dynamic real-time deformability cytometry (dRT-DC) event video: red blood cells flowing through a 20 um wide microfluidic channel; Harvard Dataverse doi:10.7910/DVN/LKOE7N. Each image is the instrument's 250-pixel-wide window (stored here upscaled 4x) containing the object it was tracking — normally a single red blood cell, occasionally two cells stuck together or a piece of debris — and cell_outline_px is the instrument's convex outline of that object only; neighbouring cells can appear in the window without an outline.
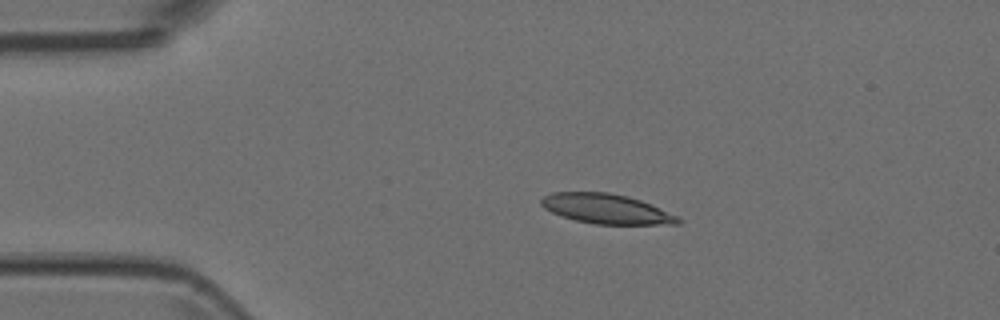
{"species": "Egyptian fruit bat (a non-hibernating species)", "species_latin": "Rousettus aegyptiacus", "temperature_condition": "room temperature", "stored_images_in_passage": 4, "camera_frame_rate_fps": 3000, "um_per_image_px": 0.085, "animal": {"sex": "female"}, "frame": {"image": 1, "passage_image": 3, "time_ms": 0.667, "image_size_px": [1000, 320], "cell_outline_px": [[684, 220], [680, 224], [596, 224], [576, 220], [560, 216], [544, 208], [540, 204], [540, 200], [544, 196], [552, 192], [608, 192], [628, 196], [652, 204], [680, 216]], "centroid_in_image_um": [51.58, 17.75], "position_along_channel_um": 33.4, "area_um2": 23.99}}